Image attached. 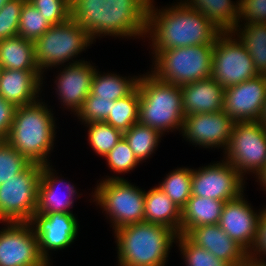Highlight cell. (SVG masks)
<instances>
[{"label":"cell","mask_w":266,"mask_h":266,"mask_svg":"<svg viewBox=\"0 0 266 266\" xmlns=\"http://www.w3.org/2000/svg\"><path fill=\"white\" fill-rule=\"evenodd\" d=\"M150 0H73L71 18L89 33L121 36L147 32Z\"/></svg>","instance_id":"1"},{"label":"cell","mask_w":266,"mask_h":266,"mask_svg":"<svg viewBox=\"0 0 266 266\" xmlns=\"http://www.w3.org/2000/svg\"><path fill=\"white\" fill-rule=\"evenodd\" d=\"M151 5L150 1L146 25L147 32L151 31L150 26L153 25L152 27L155 28L153 29L155 31L153 35L155 53L159 50L178 47L214 44L216 38L222 33L201 12L185 4L176 6V8L171 7L161 14L159 12V15L155 13Z\"/></svg>","instance_id":"2"},{"label":"cell","mask_w":266,"mask_h":266,"mask_svg":"<svg viewBox=\"0 0 266 266\" xmlns=\"http://www.w3.org/2000/svg\"><path fill=\"white\" fill-rule=\"evenodd\" d=\"M115 232L121 266H164L172 240L178 236L167 226L146 221Z\"/></svg>","instance_id":"3"},{"label":"cell","mask_w":266,"mask_h":266,"mask_svg":"<svg viewBox=\"0 0 266 266\" xmlns=\"http://www.w3.org/2000/svg\"><path fill=\"white\" fill-rule=\"evenodd\" d=\"M52 114L40 103L17 106L8 137L5 139L30 163L46 165L45 155L53 143Z\"/></svg>","instance_id":"4"},{"label":"cell","mask_w":266,"mask_h":266,"mask_svg":"<svg viewBox=\"0 0 266 266\" xmlns=\"http://www.w3.org/2000/svg\"><path fill=\"white\" fill-rule=\"evenodd\" d=\"M140 100L138 122L158 130L182 126L184 111L181 87L165 83L153 74L140 78L137 84Z\"/></svg>","instance_id":"5"},{"label":"cell","mask_w":266,"mask_h":266,"mask_svg":"<svg viewBox=\"0 0 266 266\" xmlns=\"http://www.w3.org/2000/svg\"><path fill=\"white\" fill-rule=\"evenodd\" d=\"M214 44L178 47L156 52L157 72L165 83L183 86L211 77Z\"/></svg>","instance_id":"6"},{"label":"cell","mask_w":266,"mask_h":266,"mask_svg":"<svg viewBox=\"0 0 266 266\" xmlns=\"http://www.w3.org/2000/svg\"><path fill=\"white\" fill-rule=\"evenodd\" d=\"M42 166L30 163L21 173L0 185V220L30 223L37 209Z\"/></svg>","instance_id":"7"},{"label":"cell","mask_w":266,"mask_h":266,"mask_svg":"<svg viewBox=\"0 0 266 266\" xmlns=\"http://www.w3.org/2000/svg\"><path fill=\"white\" fill-rule=\"evenodd\" d=\"M91 38L77 22L70 18L67 22L52 25L39 39L34 41L35 59L38 68L52 66L69 60L78 54Z\"/></svg>","instance_id":"8"},{"label":"cell","mask_w":266,"mask_h":266,"mask_svg":"<svg viewBox=\"0 0 266 266\" xmlns=\"http://www.w3.org/2000/svg\"><path fill=\"white\" fill-rule=\"evenodd\" d=\"M96 200L109 212L115 230L144 221L145 193L121 178H109L100 183Z\"/></svg>","instance_id":"9"},{"label":"cell","mask_w":266,"mask_h":266,"mask_svg":"<svg viewBox=\"0 0 266 266\" xmlns=\"http://www.w3.org/2000/svg\"><path fill=\"white\" fill-rule=\"evenodd\" d=\"M228 163L258 173L266 165V128L260 121L234 122L227 145Z\"/></svg>","instance_id":"10"},{"label":"cell","mask_w":266,"mask_h":266,"mask_svg":"<svg viewBox=\"0 0 266 266\" xmlns=\"http://www.w3.org/2000/svg\"><path fill=\"white\" fill-rule=\"evenodd\" d=\"M223 32L214 42L211 77L224 88L258 76L254 62L241 43L224 37ZM223 36V38L221 37Z\"/></svg>","instance_id":"11"},{"label":"cell","mask_w":266,"mask_h":266,"mask_svg":"<svg viewBox=\"0 0 266 266\" xmlns=\"http://www.w3.org/2000/svg\"><path fill=\"white\" fill-rule=\"evenodd\" d=\"M9 224L0 232V266H47L39 253L38 238L28 228L30 223Z\"/></svg>","instance_id":"12"},{"label":"cell","mask_w":266,"mask_h":266,"mask_svg":"<svg viewBox=\"0 0 266 266\" xmlns=\"http://www.w3.org/2000/svg\"><path fill=\"white\" fill-rule=\"evenodd\" d=\"M266 101V75L224 89L223 111L234 122L260 121Z\"/></svg>","instance_id":"13"},{"label":"cell","mask_w":266,"mask_h":266,"mask_svg":"<svg viewBox=\"0 0 266 266\" xmlns=\"http://www.w3.org/2000/svg\"><path fill=\"white\" fill-rule=\"evenodd\" d=\"M241 174L230 163H219L192 171V196L227 202L242 193Z\"/></svg>","instance_id":"14"},{"label":"cell","mask_w":266,"mask_h":266,"mask_svg":"<svg viewBox=\"0 0 266 266\" xmlns=\"http://www.w3.org/2000/svg\"><path fill=\"white\" fill-rule=\"evenodd\" d=\"M234 121L224 112L185 116L182 129L190 141L203 146L228 145Z\"/></svg>","instance_id":"15"},{"label":"cell","mask_w":266,"mask_h":266,"mask_svg":"<svg viewBox=\"0 0 266 266\" xmlns=\"http://www.w3.org/2000/svg\"><path fill=\"white\" fill-rule=\"evenodd\" d=\"M34 221L39 253L47 263L46 248H65L76 237L78 223L72 213L34 214L30 225Z\"/></svg>","instance_id":"16"},{"label":"cell","mask_w":266,"mask_h":266,"mask_svg":"<svg viewBox=\"0 0 266 266\" xmlns=\"http://www.w3.org/2000/svg\"><path fill=\"white\" fill-rule=\"evenodd\" d=\"M243 196L225 202L218 225L246 251L255 244L260 215L254 214ZM249 244V245H248Z\"/></svg>","instance_id":"17"},{"label":"cell","mask_w":266,"mask_h":266,"mask_svg":"<svg viewBox=\"0 0 266 266\" xmlns=\"http://www.w3.org/2000/svg\"><path fill=\"white\" fill-rule=\"evenodd\" d=\"M194 244L203 247L216 258L231 266H241L249 254L235 240L231 239L218 224L191 228L185 234Z\"/></svg>","instance_id":"18"},{"label":"cell","mask_w":266,"mask_h":266,"mask_svg":"<svg viewBox=\"0 0 266 266\" xmlns=\"http://www.w3.org/2000/svg\"><path fill=\"white\" fill-rule=\"evenodd\" d=\"M224 89L212 77L181 86L184 116L223 111Z\"/></svg>","instance_id":"19"},{"label":"cell","mask_w":266,"mask_h":266,"mask_svg":"<svg viewBox=\"0 0 266 266\" xmlns=\"http://www.w3.org/2000/svg\"><path fill=\"white\" fill-rule=\"evenodd\" d=\"M41 71L1 69L0 96L16 107L36 102ZM33 101V102H32Z\"/></svg>","instance_id":"20"},{"label":"cell","mask_w":266,"mask_h":266,"mask_svg":"<svg viewBox=\"0 0 266 266\" xmlns=\"http://www.w3.org/2000/svg\"><path fill=\"white\" fill-rule=\"evenodd\" d=\"M95 69L85 62H75L58 78L59 95L68 106L79 111L91 91Z\"/></svg>","instance_id":"21"},{"label":"cell","mask_w":266,"mask_h":266,"mask_svg":"<svg viewBox=\"0 0 266 266\" xmlns=\"http://www.w3.org/2000/svg\"><path fill=\"white\" fill-rule=\"evenodd\" d=\"M224 201L191 196L181 210L180 234L185 235L191 228L218 224Z\"/></svg>","instance_id":"22"},{"label":"cell","mask_w":266,"mask_h":266,"mask_svg":"<svg viewBox=\"0 0 266 266\" xmlns=\"http://www.w3.org/2000/svg\"><path fill=\"white\" fill-rule=\"evenodd\" d=\"M144 221L161 224L180 234L181 209L158 187L145 193Z\"/></svg>","instance_id":"23"},{"label":"cell","mask_w":266,"mask_h":266,"mask_svg":"<svg viewBox=\"0 0 266 266\" xmlns=\"http://www.w3.org/2000/svg\"><path fill=\"white\" fill-rule=\"evenodd\" d=\"M1 69L40 71L35 59L34 42L21 36L0 40Z\"/></svg>","instance_id":"24"},{"label":"cell","mask_w":266,"mask_h":266,"mask_svg":"<svg viewBox=\"0 0 266 266\" xmlns=\"http://www.w3.org/2000/svg\"><path fill=\"white\" fill-rule=\"evenodd\" d=\"M193 3H185L191 9L201 12L223 33H233L237 30L239 20V7L231 4L230 0H191ZM188 4V5H187Z\"/></svg>","instance_id":"25"},{"label":"cell","mask_w":266,"mask_h":266,"mask_svg":"<svg viewBox=\"0 0 266 266\" xmlns=\"http://www.w3.org/2000/svg\"><path fill=\"white\" fill-rule=\"evenodd\" d=\"M52 173L48 165L42 166L40 183L38 187V204L34 214H50V213H71L67 211V207L72 204L71 200H63L55 192V183L57 180L52 179ZM68 197H71L75 190L68 184Z\"/></svg>","instance_id":"26"},{"label":"cell","mask_w":266,"mask_h":266,"mask_svg":"<svg viewBox=\"0 0 266 266\" xmlns=\"http://www.w3.org/2000/svg\"><path fill=\"white\" fill-rule=\"evenodd\" d=\"M139 100V90L136 87L128 96L114 101L108 118L104 122L122 133L126 132L135 123H138Z\"/></svg>","instance_id":"27"},{"label":"cell","mask_w":266,"mask_h":266,"mask_svg":"<svg viewBox=\"0 0 266 266\" xmlns=\"http://www.w3.org/2000/svg\"><path fill=\"white\" fill-rule=\"evenodd\" d=\"M240 43L250 54L258 75H266V23H248Z\"/></svg>","instance_id":"28"},{"label":"cell","mask_w":266,"mask_h":266,"mask_svg":"<svg viewBox=\"0 0 266 266\" xmlns=\"http://www.w3.org/2000/svg\"><path fill=\"white\" fill-rule=\"evenodd\" d=\"M133 80L127 81L117 75L98 76L95 71L90 93L96 98L115 101L128 96L137 87L139 79Z\"/></svg>","instance_id":"29"},{"label":"cell","mask_w":266,"mask_h":266,"mask_svg":"<svg viewBox=\"0 0 266 266\" xmlns=\"http://www.w3.org/2000/svg\"><path fill=\"white\" fill-rule=\"evenodd\" d=\"M159 136L158 130L139 122L123 133V138L129 144L138 161L144 160L153 152Z\"/></svg>","instance_id":"30"},{"label":"cell","mask_w":266,"mask_h":266,"mask_svg":"<svg viewBox=\"0 0 266 266\" xmlns=\"http://www.w3.org/2000/svg\"><path fill=\"white\" fill-rule=\"evenodd\" d=\"M158 188L182 210L192 196V170L173 171Z\"/></svg>","instance_id":"31"},{"label":"cell","mask_w":266,"mask_h":266,"mask_svg":"<svg viewBox=\"0 0 266 266\" xmlns=\"http://www.w3.org/2000/svg\"><path fill=\"white\" fill-rule=\"evenodd\" d=\"M51 26L28 0L24 2L20 12L18 36L34 42Z\"/></svg>","instance_id":"32"},{"label":"cell","mask_w":266,"mask_h":266,"mask_svg":"<svg viewBox=\"0 0 266 266\" xmlns=\"http://www.w3.org/2000/svg\"><path fill=\"white\" fill-rule=\"evenodd\" d=\"M89 141L96 153L106 156L123 138V133L104 121L90 122Z\"/></svg>","instance_id":"33"},{"label":"cell","mask_w":266,"mask_h":266,"mask_svg":"<svg viewBox=\"0 0 266 266\" xmlns=\"http://www.w3.org/2000/svg\"><path fill=\"white\" fill-rule=\"evenodd\" d=\"M29 164L6 140H0V185L21 173Z\"/></svg>","instance_id":"34"},{"label":"cell","mask_w":266,"mask_h":266,"mask_svg":"<svg viewBox=\"0 0 266 266\" xmlns=\"http://www.w3.org/2000/svg\"><path fill=\"white\" fill-rule=\"evenodd\" d=\"M177 238L180 239L181 249L188 266H231L203 247L194 244L186 235L179 234Z\"/></svg>","instance_id":"35"},{"label":"cell","mask_w":266,"mask_h":266,"mask_svg":"<svg viewBox=\"0 0 266 266\" xmlns=\"http://www.w3.org/2000/svg\"><path fill=\"white\" fill-rule=\"evenodd\" d=\"M26 0H8L0 9V40L18 36L21 8Z\"/></svg>","instance_id":"36"},{"label":"cell","mask_w":266,"mask_h":266,"mask_svg":"<svg viewBox=\"0 0 266 266\" xmlns=\"http://www.w3.org/2000/svg\"><path fill=\"white\" fill-rule=\"evenodd\" d=\"M51 25H59L71 18V7L64 0H28Z\"/></svg>","instance_id":"37"},{"label":"cell","mask_w":266,"mask_h":266,"mask_svg":"<svg viewBox=\"0 0 266 266\" xmlns=\"http://www.w3.org/2000/svg\"><path fill=\"white\" fill-rule=\"evenodd\" d=\"M105 157L111 169L120 173L133 169V167L139 163L124 138H122Z\"/></svg>","instance_id":"38"},{"label":"cell","mask_w":266,"mask_h":266,"mask_svg":"<svg viewBox=\"0 0 266 266\" xmlns=\"http://www.w3.org/2000/svg\"><path fill=\"white\" fill-rule=\"evenodd\" d=\"M111 105H114V101L96 98L90 93L77 113L86 123L101 122L108 118Z\"/></svg>","instance_id":"39"},{"label":"cell","mask_w":266,"mask_h":266,"mask_svg":"<svg viewBox=\"0 0 266 266\" xmlns=\"http://www.w3.org/2000/svg\"><path fill=\"white\" fill-rule=\"evenodd\" d=\"M238 6L248 23H266V0H241Z\"/></svg>","instance_id":"40"},{"label":"cell","mask_w":266,"mask_h":266,"mask_svg":"<svg viewBox=\"0 0 266 266\" xmlns=\"http://www.w3.org/2000/svg\"><path fill=\"white\" fill-rule=\"evenodd\" d=\"M16 106L0 96V140H5L11 129Z\"/></svg>","instance_id":"41"},{"label":"cell","mask_w":266,"mask_h":266,"mask_svg":"<svg viewBox=\"0 0 266 266\" xmlns=\"http://www.w3.org/2000/svg\"><path fill=\"white\" fill-rule=\"evenodd\" d=\"M255 247L266 254V209L261 212ZM259 247V248H258Z\"/></svg>","instance_id":"42"},{"label":"cell","mask_w":266,"mask_h":266,"mask_svg":"<svg viewBox=\"0 0 266 266\" xmlns=\"http://www.w3.org/2000/svg\"><path fill=\"white\" fill-rule=\"evenodd\" d=\"M255 260L256 259L252 258L250 254H248L241 266H266V263L264 264L263 262H258L257 260Z\"/></svg>","instance_id":"43"},{"label":"cell","mask_w":266,"mask_h":266,"mask_svg":"<svg viewBox=\"0 0 266 266\" xmlns=\"http://www.w3.org/2000/svg\"><path fill=\"white\" fill-rule=\"evenodd\" d=\"M259 176V179L263 182V186L265 184L266 187V165L257 173Z\"/></svg>","instance_id":"44"},{"label":"cell","mask_w":266,"mask_h":266,"mask_svg":"<svg viewBox=\"0 0 266 266\" xmlns=\"http://www.w3.org/2000/svg\"><path fill=\"white\" fill-rule=\"evenodd\" d=\"M260 122L266 128V101H265V106H264V109H263V114L261 116Z\"/></svg>","instance_id":"45"},{"label":"cell","mask_w":266,"mask_h":266,"mask_svg":"<svg viewBox=\"0 0 266 266\" xmlns=\"http://www.w3.org/2000/svg\"><path fill=\"white\" fill-rule=\"evenodd\" d=\"M8 0H0V9L3 7V5L7 2Z\"/></svg>","instance_id":"46"},{"label":"cell","mask_w":266,"mask_h":266,"mask_svg":"<svg viewBox=\"0 0 266 266\" xmlns=\"http://www.w3.org/2000/svg\"><path fill=\"white\" fill-rule=\"evenodd\" d=\"M64 1L71 7V4H72L73 0H64Z\"/></svg>","instance_id":"47"}]
</instances>
